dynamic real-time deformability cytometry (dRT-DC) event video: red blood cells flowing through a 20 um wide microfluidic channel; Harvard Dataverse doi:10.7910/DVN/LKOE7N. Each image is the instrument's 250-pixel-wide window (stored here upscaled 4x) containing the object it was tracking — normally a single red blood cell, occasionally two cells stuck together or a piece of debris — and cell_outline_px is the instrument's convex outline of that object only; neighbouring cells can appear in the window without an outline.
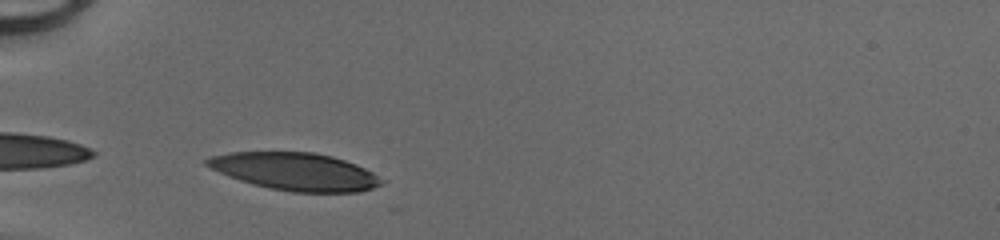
{"species": "human", "species_latin": "Homo sapiens", "temperature_condition": "cold", "stored_images_in_passage": 26, "camera_frame_rate_fps": 3000, "um_per_image_px": 0.085, "donor": {"sex": "male"}, "frame": {"image": 1, "passage_image": 1, "time_ms": 0.0, "image_size_px": [1000, 240], "cell_outline_px": [[388, 180], [384, 184], [372, 188], [356, 192], [292, 192], [268, 188], [252, 184], [228, 176], [204, 164], [204, 160], [212, 156], [228, 152], [312, 152], [332, 156], [356, 164]], "centroid_in_image_um": [25.13, 14.58], "position_along_channel_um": 59.9, "area_um2": 38.32}}
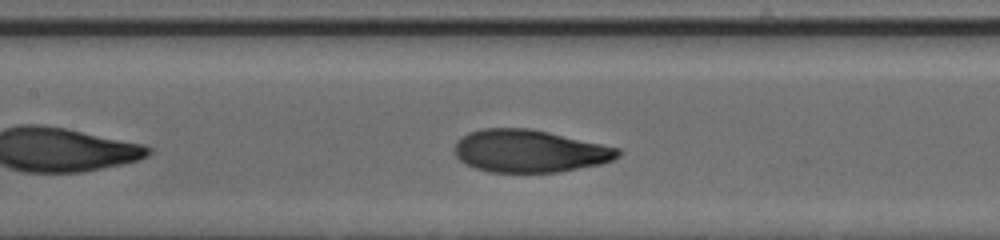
{"frame": {"image": 2, "passage_image": 9, "time_ms": 2.667, "image_size_px": [1000, 240], "cell_outline_px": [[620, 156], [612, 160], [600, 164], [560, 172], [488, 172], [476, 168], [460, 160], [452, 152], [452, 148], [456, 140], [468, 132], [484, 128], [528, 128], [548, 132], [620, 148]], "centroid_in_image_um": [44.97, 12.84], "position_along_channel_um": 162.4, "area_um2": 40.63}}
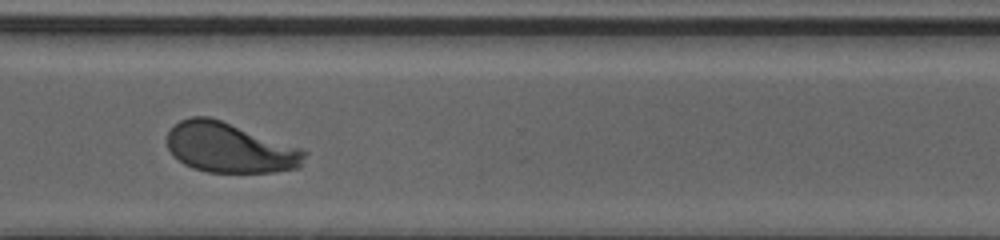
{"frame": {"image": 3, "passage_image": 22, "time_ms": 7.0, "image_size_px": [1000, 240], "cell_outline_px": [[308, 152], [300, 168], [272, 172], [208, 172], [192, 168], [184, 164], [168, 148], [168, 132], [180, 120], [192, 116], [208, 116], [220, 120], [300, 148]], "centroid_in_image_um": [19.54, 12.57], "position_along_channel_um": 351.1, "area_um2": 39.54}}